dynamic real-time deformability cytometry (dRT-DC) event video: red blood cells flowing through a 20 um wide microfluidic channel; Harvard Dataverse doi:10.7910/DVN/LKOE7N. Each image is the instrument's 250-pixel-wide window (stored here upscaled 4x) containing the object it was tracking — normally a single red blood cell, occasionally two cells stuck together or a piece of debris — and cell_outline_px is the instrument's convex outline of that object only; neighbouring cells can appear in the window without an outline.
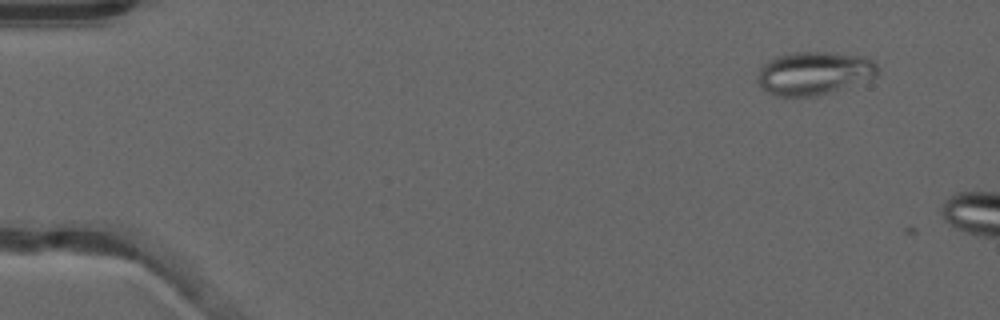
{"species": "common noctule bat (a hibernating species)", "species_latin": "Nyctalus noctula", "temperature_condition": "warm", "stored_images_in_passage": 3, "camera_frame_rate_fps": 3000, "um_per_image_px": 0.085, "animal": {"sex": "male", "forearm_length_mm": 52.5}, "frame": {"image": 1, "passage_image": 2, "time_ms": 0.333, "image_size_px": [1000, 320], "cell_outline_px": [[876, 76], [816, 96], [776, 96], [768, 92], [756, 80], [756, 76], [760, 68], [768, 60], [776, 56], [792, 52], [828, 52], [868, 56], [876, 64]], "centroid_in_image_um": [69.15, 6.19], "position_along_channel_um": 15.9, "area_um2": 29.94}}